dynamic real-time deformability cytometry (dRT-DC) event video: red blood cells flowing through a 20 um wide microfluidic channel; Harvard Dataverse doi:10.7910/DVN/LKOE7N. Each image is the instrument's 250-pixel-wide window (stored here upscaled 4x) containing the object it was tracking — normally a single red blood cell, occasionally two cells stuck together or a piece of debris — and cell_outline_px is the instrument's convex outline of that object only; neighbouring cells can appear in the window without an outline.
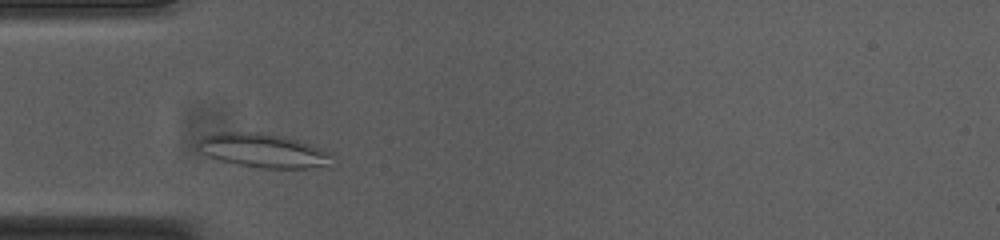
{"species": "common noctule bat (a hibernating species)", "species_latin": "Nyctalus noctula", "temperature_condition": "cold", "stored_images_in_passage": 33, "camera_frame_rate_fps": 3000, "um_per_image_px": 0.085, "animal": {"sex": "female", "body_mass_g": 23.0, "forearm_length_mm": 53.4}, "frame": {"image": 1, "passage_image": 5, "time_ms": 1.333, "image_size_px": [1000, 240], "cell_outline_px": [[332, 168], [264, 168], [240, 164], [220, 160], [196, 148], [196, 144], [200, 136], [216, 132], [260, 132], [280, 136], [296, 140], [332, 152]], "centroid_in_image_um": [22.42, 12.8], "position_along_channel_um": 62.6, "area_um2": 26.65}}
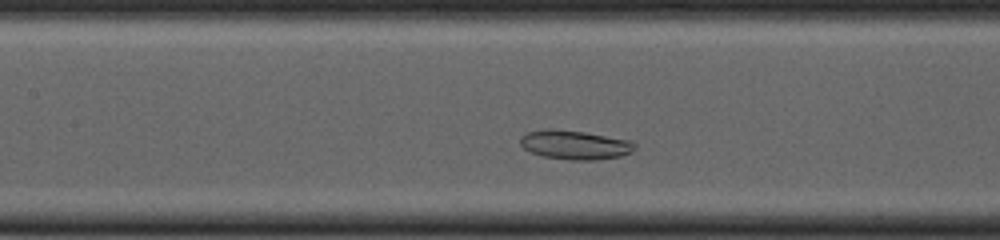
{"frame": {"image": 2, "passage_image": 13, "time_ms": 4.0, "image_size_px": [1000, 240], "cell_outline_px": [[636, 148], [632, 152], [620, 156], [596, 160], [568, 160], [544, 156], [532, 152], [524, 148], [520, 144], [520, 136], [524, 132], [548, 128], [552, 128], [584, 132], [632, 140], [636, 144]], "centroid_in_image_um": [48.87, 12.3], "position_along_channel_um": 158.5, "area_um2": 19.65}}
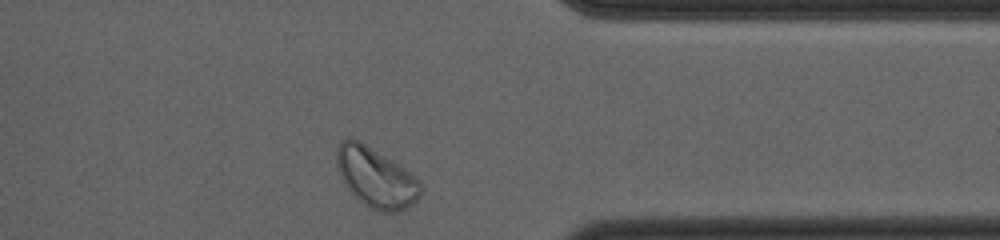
{"frame": {"image": 3, "passage_image": 32, "time_ms": 10.333, "image_size_px": [1000, 240], "cell_outline_px": [[420, 196], [412, 204], [396, 212], [376, 212], [368, 208], [344, 184], [336, 164], [336, 148], [340, 140], [348, 136], [352, 136], [360, 140], [404, 168], [420, 184]], "centroid_in_image_um": [31.88, 15.06], "position_along_channel_um": 379.5, "area_um2": 29.07}, "authors_computed_cell_mechanics": {"area_um2": 19.8254, "velocity_mm_per_s": 3.6437, "shape_relaxation_time_tau1_ms": 3.3055, "shape_relaxation_time_tau2_ms": null, "deformation_change_tau1": 0.0638, "deformation_change_tau2": null}}